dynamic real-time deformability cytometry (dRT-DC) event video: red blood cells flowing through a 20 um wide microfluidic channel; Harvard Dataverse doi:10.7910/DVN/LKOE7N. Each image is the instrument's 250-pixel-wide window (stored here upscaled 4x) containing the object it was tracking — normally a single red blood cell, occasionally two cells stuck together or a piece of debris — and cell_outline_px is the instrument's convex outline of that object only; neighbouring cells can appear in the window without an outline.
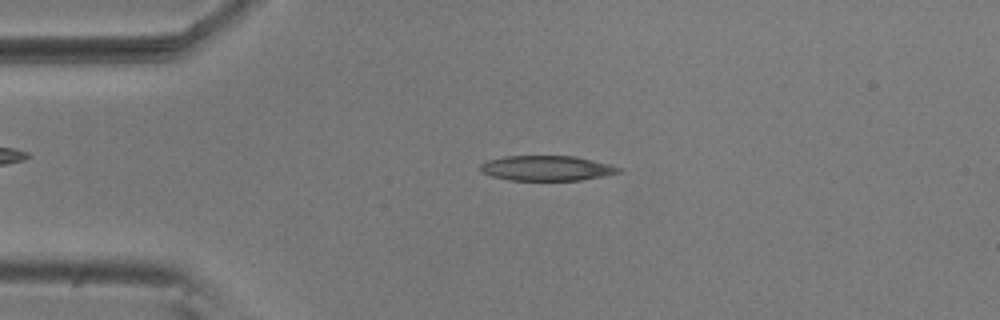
{"species": "common noctule bat (a hibernating species)", "species_latin": "Nyctalus noctula", "temperature_condition": "room temperature", "stored_images_in_passage": 53, "camera_frame_rate_fps": 3000, "um_per_image_px": 0.085, "animal": {"sex": "male", "body_mass_g": 20.5, "forearm_length_mm": 52.5}, "frame": {"image": 1, "passage_image": 11, "time_ms": 3.333, "image_size_px": [1000, 320], "cell_outline_px": [[624, 172], [604, 176], [580, 180], [508, 180], [492, 176], [480, 172], [480, 164], [484, 160], [504, 156], [576, 156], [612, 164], [624, 168]], "centroid_in_image_um": [46.51, 14.29], "position_along_channel_um": 38.5, "area_um2": 20.63}}
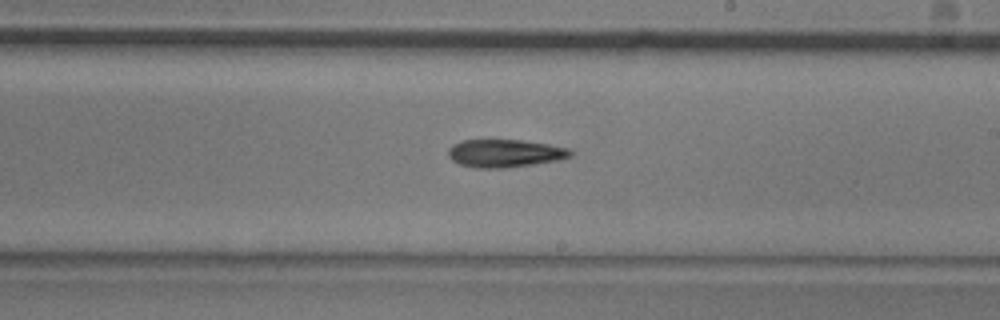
{"frame": {"image": 2, "passage_image": 30, "time_ms": 9.667, "image_size_px": [1000, 320], "cell_outline_px": [[572, 156], [556, 160], [532, 164], [504, 168], [476, 168], [460, 164], [452, 160], [448, 156], [448, 148], [452, 144], [460, 140], [520, 140], [548, 144], [568, 148], [572, 152]], "centroid_in_image_um": [42.86, 13.02], "position_along_channel_um": 246.1, "area_um2": 19.77}}
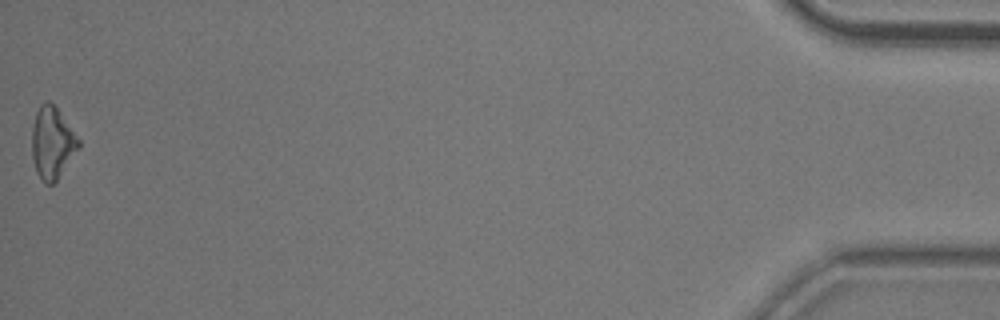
{"frame": {"image": 3, "passage_image": 53, "time_ms": 17.333, "image_size_px": [1000, 320], "cell_outline_px": [[80, 148], [56, 180], [52, 184], [44, 184], [36, 172], [32, 156], [32, 128], [36, 112], [40, 104], [44, 100], [48, 100], [56, 108], [80, 140]], "centroid_in_image_um": [4.43, 12.15], "position_along_channel_um": 430.8, "area_um2": 19.42}, "authors_computed_cell_mechanics": {"area_um2": 20.0566, "velocity_mm_per_s": 3.7017, "shape_relaxation_time_tau1_ms": 7.4489, "shape_relaxation_time_tau2_ms": null, "deformation_change_tau1": 0.1492, "deformation_change_tau2": null}}